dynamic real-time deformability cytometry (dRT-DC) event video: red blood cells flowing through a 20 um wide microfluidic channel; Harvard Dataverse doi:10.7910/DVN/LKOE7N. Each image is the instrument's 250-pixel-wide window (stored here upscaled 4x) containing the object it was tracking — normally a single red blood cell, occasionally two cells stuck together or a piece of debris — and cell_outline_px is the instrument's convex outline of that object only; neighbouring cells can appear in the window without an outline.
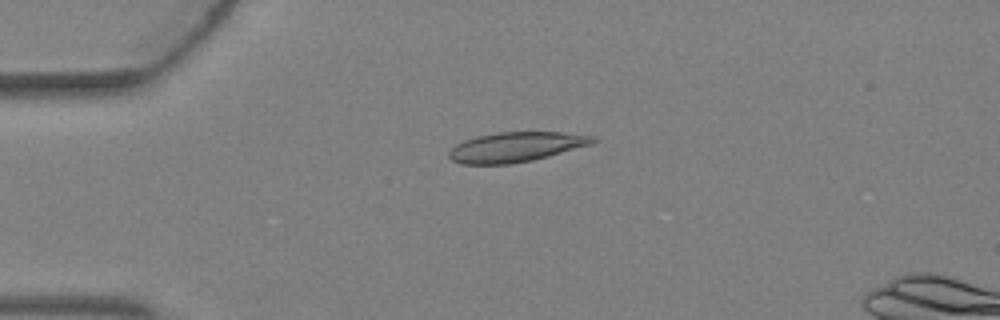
{"species": "Egyptian fruit bat (a non-hibernating species)", "species_latin": "Rousettus aegyptiacus", "temperature_condition": "warm", "stored_images_in_passage": 2, "camera_frame_rate_fps": 3000, "um_per_image_px": 0.085, "animal": {"sex": "female"}, "frame": {"image": 1, "passage_image": 1, "time_ms": 0.0, "image_size_px": [1000, 320], "cell_outline_px": [[596, 140], [592, 144], [548, 156], [532, 160], [508, 164], [460, 164], [452, 160], [448, 156], [448, 152], [456, 144], [464, 140], [476, 136], [500, 132], [560, 132], [596, 136]], "centroid_in_image_um": [43.83, 12.49], "position_along_channel_um": 41.2, "area_um2": 24.91}}